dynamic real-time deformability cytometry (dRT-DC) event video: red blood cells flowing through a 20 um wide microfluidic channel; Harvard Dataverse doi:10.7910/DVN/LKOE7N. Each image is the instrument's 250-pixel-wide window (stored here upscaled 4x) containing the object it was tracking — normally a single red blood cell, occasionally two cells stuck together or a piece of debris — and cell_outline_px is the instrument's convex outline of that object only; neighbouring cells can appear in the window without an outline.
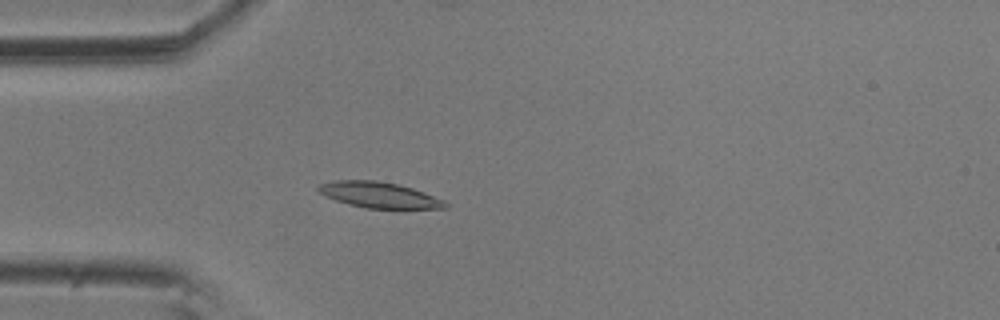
{"species": "common noctule bat (a hibernating species)", "species_latin": "Nyctalus noctula", "temperature_condition": "room temperature", "stored_images_in_passage": 4, "camera_frame_rate_fps": 3000, "um_per_image_px": 0.085, "animal": {"sex": "male", "body_mass_g": 20.5, "forearm_length_mm": 52.5}, "frame": {"image": 1, "passage_image": 3, "time_ms": 0.667, "image_size_px": [1000, 320], "cell_outline_px": [[448, 208], [364, 208], [348, 204], [324, 196], [316, 188], [320, 184], [332, 180], [376, 180], [400, 184], [412, 188], [444, 200], [448, 204]], "centroid_in_image_um": [32.2, 16.56], "position_along_channel_um": 52.8, "area_um2": 19.07}}